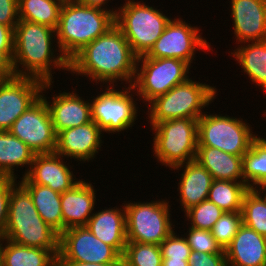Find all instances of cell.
<instances>
[{
    "mask_svg": "<svg viewBox=\"0 0 266 266\" xmlns=\"http://www.w3.org/2000/svg\"><path fill=\"white\" fill-rule=\"evenodd\" d=\"M137 58L122 31L114 25L69 61V71L89 77L96 84L117 86L118 81H126L132 86Z\"/></svg>",
    "mask_w": 266,
    "mask_h": 266,
    "instance_id": "6da1fadb",
    "label": "cell"
},
{
    "mask_svg": "<svg viewBox=\"0 0 266 266\" xmlns=\"http://www.w3.org/2000/svg\"><path fill=\"white\" fill-rule=\"evenodd\" d=\"M55 39V29L19 20L14 29L12 64L15 76L35 78L50 83L54 82L52 69L69 71V61L63 54H54L57 51L52 48ZM19 65L21 68H18Z\"/></svg>",
    "mask_w": 266,
    "mask_h": 266,
    "instance_id": "7a4b0ae2",
    "label": "cell"
},
{
    "mask_svg": "<svg viewBox=\"0 0 266 266\" xmlns=\"http://www.w3.org/2000/svg\"><path fill=\"white\" fill-rule=\"evenodd\" d=\"M115 25L109 10L88 7L77 0L64 1L58 21L54 46L70 61L79 51Z\"/></svg>",
    "mask_w": 266,
    "mask_h": 266,
    "instance_id": "3957f363",
    "label": "cell"
},
{
    "mask_svg": "<svg viewBox=\"0 0 266 266\" xmlns=\"http://www.w3.org/2000/svg\"><path fill=\"white\" fill-rule=\"evenodd\" d=\"M8 220L0 236L17 244L43 248L60 254V234L46 224L33 204L29 192L18 182L11 190Z\"/></svg>",
    "mask_w": 266,
    "mask_h": 266,
    "instance_id": "277c9868",
    "label": "cell"
},
{
    "mask_svg": "<svg viewBox=\"0 0 266 266\" xmlns=\"http://www.w3.org/2000/svg\"><path fill=\"white\" fill-rule=\"evenodd\" d=\"M216 92L217 89L214 86L188 78L166 94L160 95L148 103L147 115L150 119V126L153 127L157 123L170 119H199L206 113L202 112V109L208 107L216 98Z\"/></svg>",
    "mask_w": 266,
    "mask_h": 266,
    "instance_id": "5b68a950",
    "label": "cell"
},
{
    "mask_svg": "<svg viewBox=\"0 0 266 266\" xmlns=\"http://www.w3.org/2000/svg\"><path fill=\"white\" fill-rule=\"evenodd\" d=\"M117 10L115 25L122 31L137 57L150 51L172 19L159 9L138 0H127Z\"/></svg>",
    "mask_w": 266,
    "mask_h": 266,
    "instance_id": "8992f818",
    "label": "cell"
},
{
    "mask_svg": "<svg viewBox=\"0 0 266 266\" xmlns=\"http://www.w3.org/2000/svg\"><path fill=\"white\" fill-rule=\"evenodd\" d=\"M153 155L169 169L195 160L198 148V119L165 120L151 127Z\"/></svg>",
    "mask_w": 266,
    "mask_h": 266,
    "instance_id": "52a82bcc",
    "label": "cell"
},
{
    "mask_svg": "<svg viewBox=\"0 0 266 266\" xmlns=\"http://www.w3.org/2000/svg\"><path fill=\"white\" fill-rule=\"evenodd\" d=\"M142 64H141V63ZM140 66V67H139ZM190 65L174 58H137L136 74L132 87L144 102L166 94L189 78Z\"/></svg>",
    "mask_w": 266,
    "mask_h": 266,
    "instance_id": "ba28073f",
    "label": "cell"
},
{
    "mask_svg": "<svg viewBox=\"0 0 266 266\" xmlns=\"http://www.w3.org/2000/svg\"><path fill=\"white\" fill-rule=\"evenodd\" d=\"M123 204L127 241L160 245L175 230L166 199Z\"/></svg>",
    "mask_w": 266,
    "mask_h": 266,
    "instance_id": "9c48e42d",
    "label": "cell"
},
{
    "mask_svg": "<svg viewBox=\"0 0 266 266\" xmlns=\"http://www.w3.org/2000/svg\"><path fill=\"white\" fill-rule=\"evenodd\" d=\"M250 127L241 118L204 113L198 119V146L214 147L243 156L258 136Z\"/></svg>",
    "mask_w": 266,
    "mask_h": 266,
    "instance_id": "30bf717a",
    "label": "cell"
},
{
    "mask_svg": "<svg viewBox=\"0 0 266 266\" xmlns=\"http://www.w3.org/2000/svg\"><path fill=\"white\" fill-rule=\"evenodd\" d=\"M125 90H116L115 85H107L105 91L91 100V117L97 126L108 134L124 131L133 127L138 107L134 88L128 85ZM131 94V95H130ZM136 103V104H135Z\"/></svg>",
    "mask_w": 266,
    "mask_h": 266,
    "instance_id": "8fae6325",
    "label": "cell"
},
{
    "mask_svg": "<svg viewBox=\"0 0 266 266\" xmlns=\"http://www.w3.org/2000/svg\"><path fill=\"white\" fill-rule=\"evenodd\" d=\"M199 32L197 26H191L182 18H173L145 56L181 59L191 65L196 49L211 51V44Z\"/></svg>",
    "mask_w": 266,
    "mask_h": 266,
    "instance_id": "7c38bea8",
    "label": "cell"
},
{
    "mask_svg": "<svg viewBox=\"0 0 266 266\" xmlns=\"http://www.w3.org/2000/svg\"><path fill=\"white\" fill-rule=\"evenodd\" d=\"M58 261L122 264V256L98 239L87 226L73 227L60 235Z\"/></svg>",
    "mask_w": 266,
    "mask_h": 266,
    "instance_id": "4fadbf2b",
    "label": "cell"
},
{
    "mask_svg": "<svg viewBox=\"0 0 266 266\" xmlns=\"http://www.w3.org/2000/svg\"><path fill=\"white\" fill-rule=\"evenodd\" d=\"M8 131L25 143L35 154L55 152L57 134L46 99L42 96L16 119Z\"/></svg>",
    "mask_w": 266,
    "mask_h": 266,
    "instance_id": "5bb4252c",
    "label": "cell"
},
{
    "mask_svg": "<svg viewBox=\"0 0 266 266\" xmlns=\"http://www.w3.org/2000/svg\"><path fill=\"white\" fill-rule=\"evenodd\" d=\"M44 84L30 77L0 80V131H8L16 119L41 97Z\"/></svg>",
    "mask_w": 266,
    "mask_h": 266,
    "instance_id": "9a60e30c",
    "label": "cell"
},
{
    "mask_svg": "<svg viewBox=\"0 0 266 266\" xmlns=\"http://www.w3.org/2000/svg\"><path fill=\"white\" fill-rule=\"evenodd\" d=\"M52 83H45L41 96L46 99V105L48 107L51 120L54 126L55 133L69 128L84 125L92 121L90 100H86L79 96V94L73 92H62L53 95L51 100H47L44 96L45 89H50Z\"/></svg>",
    "mask_w": 266,
    "mask_h": 266,
    "instance_id": "2e32d148",
    "label": "cell"
},
{
    "mask_svg": "<svg viewBox=\"0 0 266 266\" xmlns=\"http://www.w3.org/2000/svg\"><path fill=\"white\" fill-rule=\"evenodd\" d=\"M102 133L94 121L62 130L57 133L55 152L71 160L89 162L101 149Z\"/></svg>",
    "mask_w": 266,
    "mask_h": 266,
    "instance_id": "e0dca14e",
    "label": "cell"
},
{
    "mask_svg": "<svg viewBox=\"0 0 266 266\" xmlns=\"http://www.w3.org/2000/svg\"><path fill=\"white\" fill-rule=\"evenodd\" d=\"M231 16L238 44L266 40V0H231Z\"/></svg>",
    "mask_w": 266,
    "mask_h": 266,
    "instance_id": "ac0fdd59",
    "label": "cell"
},
{
    "mask_svg": "<svg viewBox=\"0 0 266 266\" xmlns=\"http://www.w3.org/2000/svg\"><path fill=\"white\" fill-rule=\"evenodd\" d=\"M64 157L53 153L35 154L31 168L26 177L33 183L47 186L52 190L64 193L72 189L78 181L71 167L64 163Z\"/></svg>",
    "mask_w": 266,
    "mask_h": 266,
    "instance_id": "d6986e66",
    "label": "cell"
},
{
    "mask_svg": "<svg viewBox=\"0 0 266 266\" xmlns=\"http://www.w3.org/2000/svg\"><path fill=\"white\" fill-rule=\"evenodd\" d=\"M224 252L228 266H266V237L242 224Z\"/></svg>",
    "mask_w": 266,
    "mask_h": 266,
    "instance_id": "ffe728a7",
    "label": "cell"
},
{
    "mask_svg": "<svg viewBox=\"0 0 266 266\" xmlns=\"http://www.w3.org/2000/svg\"><path fill=\"white\" fill-rule=\"evenodd\" d=\"M81 179L72 189L61 193L63 232L69 228L87 226L96 204V190Z\"/></svg>",
    "mask_w": 266,
    "mask_h": 266,
    "instance_id": "44dd1931",
    "label": "cell"
},
{
    "mask_svg": "<svg viewBox=\"0 0 266 266\" xmlns=\"http://www.w3.org/2000/svg\"><path fill=\"white\" fill-rule=\"evenodd\" d=\"M88 229L102 242L123 256L127 244L126 211L123 206L102 209L90 217Z\"/></svg>",
    "mask_w": 266,
    "mask_h": 266,
    "instance_id": "7402d4cb",
    "label": "cell"
},
{
    "mask_svg": "<svg viewBox=\"0 0 266 266\" xmlns=\"http://www.w3.org/2000/svg\"><path fill=\"white\" fill-rule=\"evenodd\" d=\"M172 169H183L178 183L182 211L186 212L191 207L207 200L208 192L213 182L212 175L208 170L196 160L180 164Z\"/></svg>",
    "mask_w": 266,
    "mask_h": 266,
    "instance_id": "603a6c76",
    "label": "cell"
},
{
    "mask_svg": "<svg viewBox=\"0 0 266 266\" xmlns=\"http://www.w3.org/2000/svg\"><path fill=\"white\" fill-rule=\"evenodd\" d=\"M195 160L209 171L213 180L245 183L243 156L230 154L214 147L198 146Z\"/></svg>",
    "mask_w": 266,
    "mask_h": 266,
    "instance_id": "cb8c5ba5",
    "label": "cell"
},
{
    "mask_svg": "<svg viewBox=\"0 0 266 266\" xmlns=\"http://www.w3.org/2000/svg\"><path fill=\"white\" fill-rule=\"evenodd\" d=\"M19 183L29 192L43 221L60 235L63 233L61 193L47 186L33 184L26 176Z\"/></svg>",
    "mask_w": 266,
    "mask_h": 266,
    "instance_id": "d4e9b609",
    "label": "cell"
},
{
    "mask_svg": "<svg viewBox=\"0 0 266 266\" xmlns=\"http://www.w3.org/2000/svg\"><path fill=\"white\" fill-rule=\"evenodd\" d=\"M0 266H58V256L48 249L24 246L0 237Z\"/></svg>",
    "mask_w": 266,
    "mask_h": 266,
    "instance_id": "484cf974",
    "label": "cell"
},
{
    "mask_svg": "<svg viewBox=\"0 0 266 266\" xmlns=\"http://www.w3.org/2000/svg\"><path fill=\"white\" fill-rule=\"evenodd\" d=\"M35 152L9 131H0V176L17 179L15 168L28 167L22 175L25 177L32 165ZM28 165V166H27Z\"/></svg>",
    "mask_w": 266,
    "mask_h": 266,
    "instance_id": "4316f807",
    "label": "cell"
},
{
    "mask_svg": "<svg viewBox=\"0 0 266 266\" xmlns=\"http://www.w3.org/2000/svg\"><path fill=\"white\" fill-rule=\"evenodd\" d=\"M248 43V44H246ZM246 44V45H245ZM253 84L266 91V40L244 42L231 52Z\"/></svg>",
    "mask_w": 266,
    "mask_h": 266,
    "instance_id": "83f0119b",
    "label": "cell"
},
{
    "mask_svg": "<svg viewBox=\"0 0 266 266\" xmlns=\"http://www.w3.org/2000/svg\"><path fill=\"white\" fill-rule=\"evenodd\" d=\"M63 0H18L19 20L57 28Z\"/></svg>",
    "mask_w": 266,
    "mask_h": 266,
    "instance_id": "f1b7e54d",
    "label": "cell"
},
{
    "mask_svg": "<svg viewBox=\"0 0 266 266\" xmlns=\"http://www.w3.org/2000/svg\"><path fill=\"white\" fill-rule=\"evenodd\" d=\"M243 178L249 188L266 183V138L257 136L243 155Z\"/></svg>",
    "mask_w": 266,
    "mask_h": 266,
    "instance_id": "f546056e",
    "label": "cell"
},
{
    "mask_svg": "<svg viewBox=\"0 0 266 266\" xmlns=\"http://www.w3.org/2000/svg\"><path fill=\"white\" fill-rule=\"evenodd\" d=\"M249 189L245 183L213 180L207 200L225 212L241 211L244 195Z\"/></svg>",
    "mask_w": 266,
    "mask_h": 266,
    "instance_id": "4dcf8cb0",
    "label": "cell"
},
{
    "mask_svg": "<svg viewBox=\"0 0 266 266\" xmlns=\"http://www.w3.org/2000/svg\"><path fill=\"white\" fill-rule=\"evenodd\" d=\"M258 188H250L243 198L242 224L266 237V196Z\"/></svg>",
    "mask_w": 266,
    "mask_h": 266,
    "instance_id": "1f68e13d",
    "label": "cell"
},
{
    "mask_svg": "<svg viewBox=\"0 0 266 266\" xmlns=\"http://www.w3.org/2000/svg\"><path fill=\"white\" fill-rule=\"evenodd\" d=\"M122 266H162L160 245L127 241Z\"/></svg>",
    "mask_w": 266,
    "mask_h": 266,
    "instance_id": "d6a6232c",
    "label": "cell"
},
{
    "mask_svg": "<svg viewBox=\"0 0 266 266\" xmlns=\"http://www.w3.org/2000/svg\"><path fill=\"white\" fill-rule=\"evenodd\" d=\"M225 211L209 200L191 207L185 212L186 219L190 221V227L195 229L211 230L213 225Z\"/></svg>",
    "mask_w": 266,
    "mask_h": 266,
    "instance_id": "836d02e7",
    "label": "cell"
},
{
    "mask_svg": "<svg viewBox=\"0 0 266 266\" xmlns=\"http://www.w3.org/2000/svg\"><path fill=\"white\" fill-rule=\"evenodd\" d=\"M242 225L241 211L224 212L210 230L217 243L223 250L235 237L239 227Z\"/></svg>",
    "mask_w": 266,
    "mask_h": 266,
    "instance_id": "e575fe53",
    "label": "cell"
},
{
    "mask_svg": "<svg viewBox=\"0 0 266 266\" xmlns=\"http://www.w3.org/2000/svg\"><path fill=\"white\" fill-rule=\"evenodd\" d=\"M184 236L187 239L191 250L203 253H225L221 246L217 243L215 237L210 230L195 229L189 227Z\"/></svg>",
    "mask_w": 266,
    "mask_h": 266,
    "instance_id": "d590c367",
    "label": "cell"
},
{
    "mask_svg": "<svg viewBox=\"0 0 266 266\" xmlns=\"http://www.w3.org/2000/svg\"><path fill=\"white\" fill-rule=\"evenodd\" d=\"M182 236V237H181ZM176 235L173 231L161 244L162 259L188 260L191 247L184 235Z\"/></svg>",
    "mask_w": 266,
    "mask_h": 266,
    "instance_id": "8d00e7d4",
    "label": "cell"
},
{
    "mask_svg": "<svg viewBox=\"0 0 266 266\" xmlns=\"http://www.w3.org/2000/svg\"><path fill=\"white\" fill-rule=\"evenodd\" d=\"M17 179L9 176H0V236L4 233L8 220L9 199L12 187Z\"/></svg>",
    "mask_w": 266,
    "mask_h": 266,
    "instance_id": "74e56055",
    "label": "cell"
},
{
    "mask_svg": "<svg viewBox=\"0 0 266 266\" xmlns=\"http://www.w3.org/2000/svg\"><path fill=\"white\" fill-rule=\"evenodd\" d=\"M188 266H228L225 253H199L191 250Z\"/></svg>",
    "mask_w": 266,
    "mask_h": 266,
    "instance_id": "f35d334b",
    "label": "cell"
},
{
    "mask_svg": "<svg viewBox=\"0 0 266 266\" xmlns=\"http://www.w3.org/2000/svg\"><path fill=\"white\" fill-rule=\"evenodd\" d=\"M14 43H0V80L15 76L12 58Z\"/></svg>",
    "mask_w": 266,
    "mask_h": 266,
    "instance_id": "ab89813d",
    "label": "cell"
},
{
    "mask_svg": "<svg viewBox=\"0 0 266 266\" xmlns=\"http://www.w3.org/2000/svg\"><path fill=\"white\" fill-rule=\"evenodd\" d=\"M18 21V0H0V23L14 30Z\"/></svg>",
    "mask_w": 266,
    "mask_h": 266,
    "instance_id": "60d3db41",
    "label": "cell"
},
{
    "mask_svg": "<svg viewBox=\"0 0 266 266\" xmlns=\"http://www.w3.org/2000/svg\"><path fill=\"white\" fill-rule=\"evenodd\" d=\"M80 4H83L88 7H94L99 8L102 10H109L114 16H116L118 10L113 9H107L108 7H105V4L109 3L110 0H77ZM115 10V11H114Z\"/></svg>",
    "mask_w": 266,
    "mask_h": 266,
    "instance_id": "b9f144b4",
    "label": "cell"
},
{
    "mask_svg": "<svg viewBox=\"0 0 266 266\" xmlns=\"http://www.w3.org/2000/svg\"><path fill=\"white\" fill-rule=\"evenodd\" d=\"M0 43H14V30L0 23Z\"/></svg>",
    "mask_w": 266,
    "mask_h": 266,
    "instance_id": "7bdbcfd3",
    "label": "cell"
},
{
    "mask_svg": "<svg viewBox=\"0 0 266 266\" xmlns=\"http://www.w3.org/2000/svg\"><path fill=\"white\" fill-rule=\"evenodd\" d=\"M58 266H122V264L82 263L73 261H58Z\"/></svg>",
    "mask_w": 266,
    "mask_h": 266,
    "instance_id": "ee69618b",
    "label": "cell"
},
{
    "mask_svg": "<svg viewBox=\"0 0 266 266\" xmlns=\"http://www.w3.org/2000/svg\"><path fill=\"white\" fill-rule=\"evenodd\" d=\"M188 260L162 259V266H188Z\"/></svg>",
    "mask_w": 266,
    "mask_h": 266,
    "instance_id": "f6af8a7d",
    "label": "cell"
},
{
    "mask_svg": "<svg viewBox=\"0 0 266 266\" xmlns=\"http://www.w3.org/2000/svg\"><path fill=\"white\" fill-rule=\"evenodd\" d=\"M263 193H265L264 195L266 196V183L263 184L260 188H259Z\"/></svg>",
    "mask_w": 266,
    "mask_h": 266,
    "instance_id": "bcb514c9",
    "label": "cell"
}]
</instances>
